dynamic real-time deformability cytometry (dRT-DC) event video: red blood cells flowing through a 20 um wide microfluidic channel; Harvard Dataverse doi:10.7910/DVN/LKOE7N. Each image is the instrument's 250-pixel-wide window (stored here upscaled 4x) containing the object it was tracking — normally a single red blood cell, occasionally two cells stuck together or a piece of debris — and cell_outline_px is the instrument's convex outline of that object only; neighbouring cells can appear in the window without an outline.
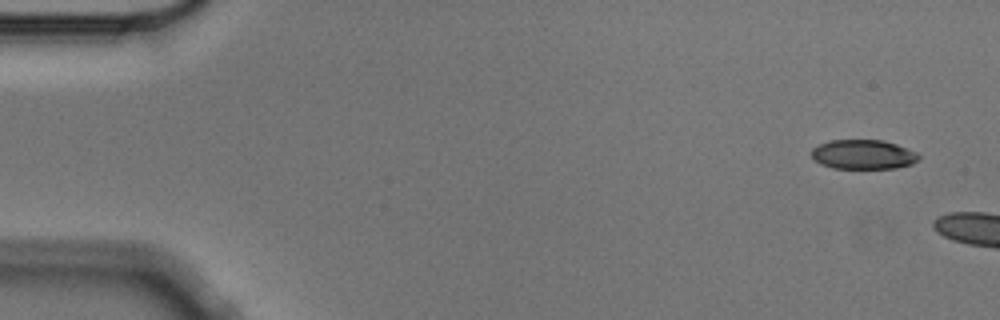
{"species": "Egyptian fruit bat (a non-hibernating species)", "species_latin": "Rousettus aegyptiacus", "temperature_condition": "cold", "stored_images_in_passage": 2, "camera_frame_rate_fps": 3000, "um_per_image_px": 0.085, "animal": {"sex": "male"}, "frame": {"image": 1, "passage_image": 1, "time_ms": 0.0, "image_size_px": [1000, 320], "cell_outline_px": [[920, 156], [912, 164], [896, 168], [832, 168], [820, 164], [812, 156], [812, 148], [828, 140], [884, 140], [908, 148], [916, 152]], "centroid_in_image_um": [73.37, 13.12], "position_along_channel_um": 11.6, "area_um2": 18.38}}